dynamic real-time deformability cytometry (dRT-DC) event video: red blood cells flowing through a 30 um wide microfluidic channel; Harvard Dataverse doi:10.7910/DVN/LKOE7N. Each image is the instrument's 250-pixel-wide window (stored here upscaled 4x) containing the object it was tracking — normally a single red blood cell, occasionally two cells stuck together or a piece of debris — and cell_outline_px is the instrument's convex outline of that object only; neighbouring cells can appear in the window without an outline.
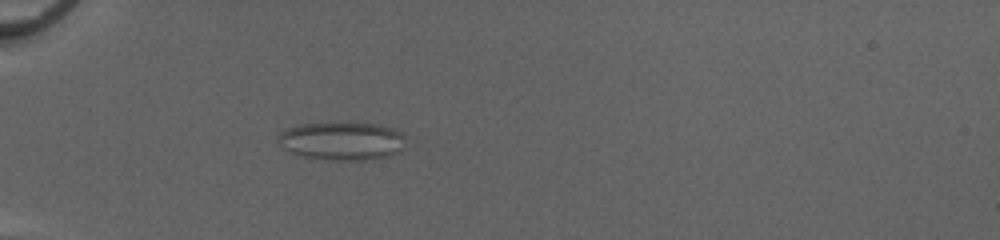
{"species": "common noctule bat (a hibernating species)", "species_latin": "Nyctalus noctula", "temperature_condition": "cold", "stored_images_in_passage": 38, "camera_frame_rate_fps": 3000, "um_per_image_px": 0.085, "animal": {"sex": "female", "body_mass_g": 20.0, "forearm_length_mm": 54.0}, "frame": {"image": 1, "passage_image": 7, "time_ms": 2.0, "image_size_px": [1000, 240], "cell_outline_px": [[404, 136], [400, 148], [396, 152], [388, 156], [364, 160], [336, 160], [304, 156], [292, 152], [284, 148], [276, 140], [276, 136], [280, 132], [296, 124], [380, 124], [392, 128], [400, 132]], "centroid_in_image_um": [29.01, 11.98], "position_along_channel_um": 56.0, "area_um2": 27.74}}
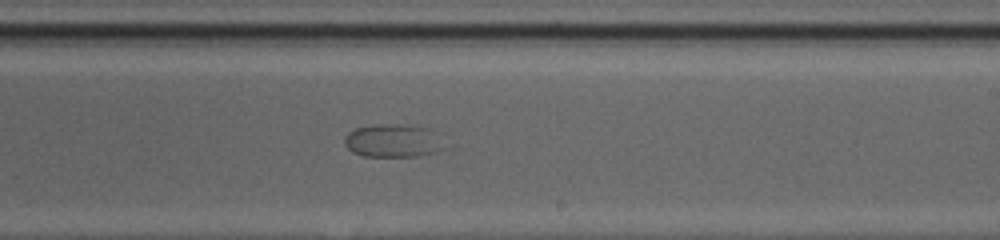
{"frame": {"image": 2, "passage_image": 23, "time_ms": 7.333, "image_size_px": [1000, 240], "cell_outline_px": [[444, 148], [436, 152], [420, 156], [364, 156], [352, 152], [344, 144], [344, 140], [348, 132], [356, 128], [376, 124], [392, 124], [428, 128]], "centroid_in_image_um": [33.32, 11.97], "position_along_channel_um": 255.7, "area_um2": 18.79}}
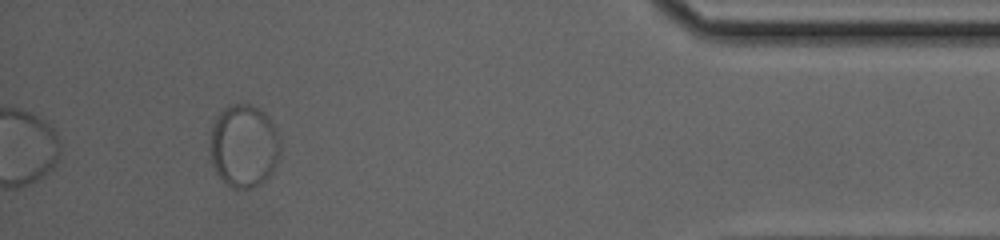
{"frame": {"image": 3, "passage_image": 38, "time_ms": 12.333, "image_size_px": [1000, 240], "cell_outline_px": [[280, 152], [276, 164], [272, 172], [260, 184], [252, 188], [232, 188], [224, 184], [216, 172], [212, 164], [208, 148], [212, 128], [216, 116], [228, 104], [248, 104], [264, 112], [280, 136]], "centroid_in_image_um": [20.7, 12.42], "position_along_channel_um": 414.5, "area_um2": 34.28}}